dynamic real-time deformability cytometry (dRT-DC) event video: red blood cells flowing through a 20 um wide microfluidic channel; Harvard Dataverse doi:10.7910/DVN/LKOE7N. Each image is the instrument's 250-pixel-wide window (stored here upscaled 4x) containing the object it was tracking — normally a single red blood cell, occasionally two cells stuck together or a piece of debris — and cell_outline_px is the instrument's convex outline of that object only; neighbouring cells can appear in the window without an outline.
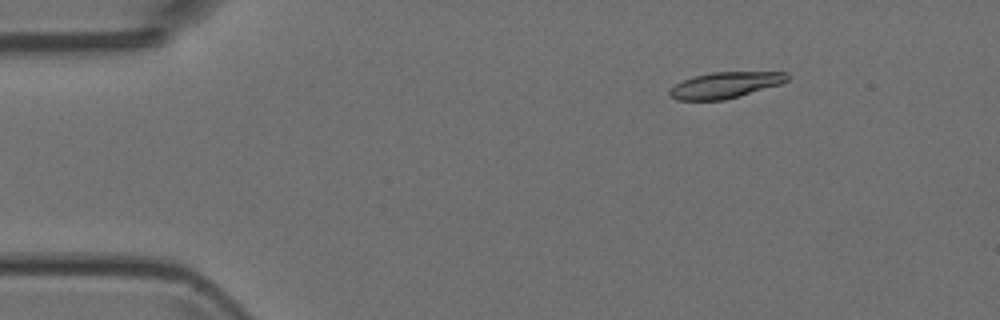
{"species": "Egyptian fruit bat (a non-hibernating species)", "species_latin": "Rousettus aegyptiacus", "temperature_condition": "room temperature", "stored_images_in_passage": 21, "camera_frame_rate_fps": 3000, "um_per_image_px": 0.085, "animal": {"sex": "female"}, "frame": {"image": 1, "passage_image": 3, "time_ms": 0.667, "image_size_px": [1000, 320], "cell_outline_px": [[788, 80], [780, 84], [724, 100], [676, 100], [668, 96], [668, 88], [692, 76], [712, 72], [788, 72]], "centroid_in_image_um": [61.58, 7.23], "position_along_channel_um": 23.4, "area_um2": 17.86}}
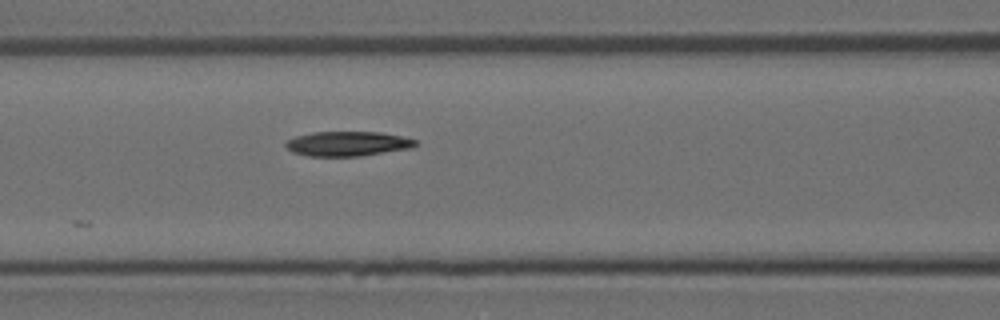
{"frame": {"image": 2, "passage_image": 17, "time_ms": 5.333, "image_size_px": [1000, 320], "cell_outline_px": [[416, 144], [412, 148], [360, 156], [308, 156], [292, 152], [284, 144], [288, 140], [296, 136], [312, 132], [380, 132], [400, 136], [416, 140]], "centroid_in_image_um": [29.53, 12.22], "position_along_channel_um": 137.1, "area_um2": 18.55}}
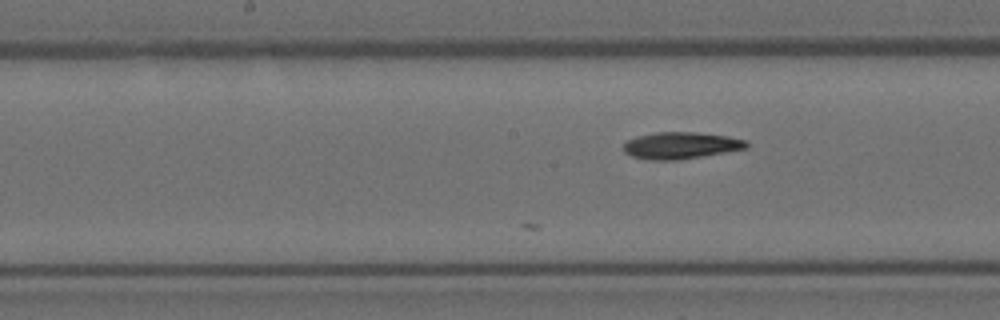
{"frame": {"image": 3, "passage_image": 21, "time_ms": 6.667, "image_size_px": [1000, 320], "cell_outline_px": [[748, 148], [676, 160], [656, 160], [632, 156], [624, 152], [624, 144], [628, 140], [636, 136], [656, 132], [696, 132], [728, 136], [748, 140]], "centroid_in_image_um": [57.89, 12.35], "position_along_channel_um": 190.3, "area_um2": 19.02}}